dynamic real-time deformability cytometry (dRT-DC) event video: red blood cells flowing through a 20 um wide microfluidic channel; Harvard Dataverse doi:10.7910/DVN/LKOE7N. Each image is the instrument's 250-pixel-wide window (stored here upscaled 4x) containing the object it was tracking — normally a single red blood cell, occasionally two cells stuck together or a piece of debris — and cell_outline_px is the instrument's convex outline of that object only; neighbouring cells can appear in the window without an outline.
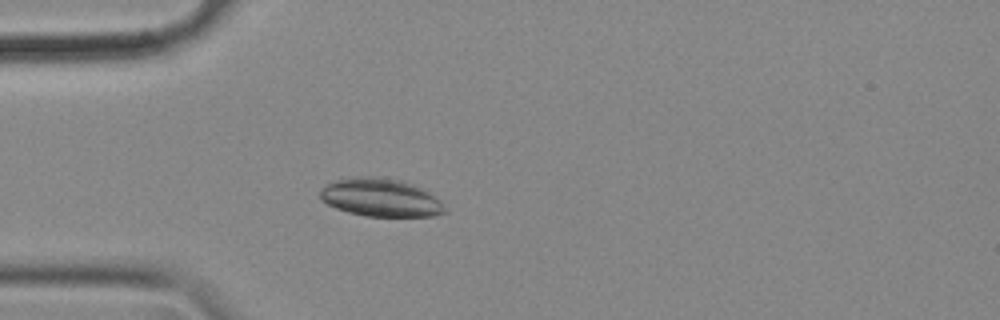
{"species": "common noctule bat (a hibernating species)", "species_latin": "Nyctalus noctula", "temperature_condition": "cold", "stored_images_in_passage": 44, "camera_frame_rate_fps": 3000, "um_per_image_px": 0.085, "animal": {"sex": "female", "body_mass_g": 18.4}, "frame": {"image": 1, "passage_image": 7, "time_ms": 2.0, "image_size_px": [1000, 320], "cell_outline_px": [[448, 212], [436, 216], [364, 216], [348, 212], [336, 208], [320, 200], [320, 192], [328, 184], [336, 180], [360, 176], [384, 176], [400, 180], [420, 188], [428, 192], [440, 200], [448, 208]], "centroid_in_image_um": [32.39, 16.8], "position_along_channel_um": 52.6, "area_um2": 27.74}}
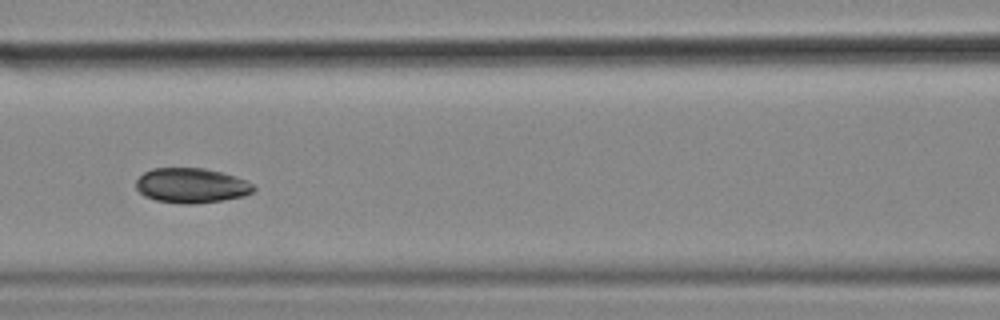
{"frame": {"image": 2, "passage_image": 16, "time_ms": 5.0, "image_size_px": [1000, 320], "cell_outline_px": [[256, 188], [252, 192], [244, 196], [220, 200], [192, 204], [180, 204], [156, 200], [144, 196], [136, 188], [136, 180], [144, 172], [152, 168], [204, 168], [236, 176], [252, 184]], "centroid_in_image_um": [16.24, 15.77], "position_along_channel_um": 150.4, "area_um2": 23.81}}
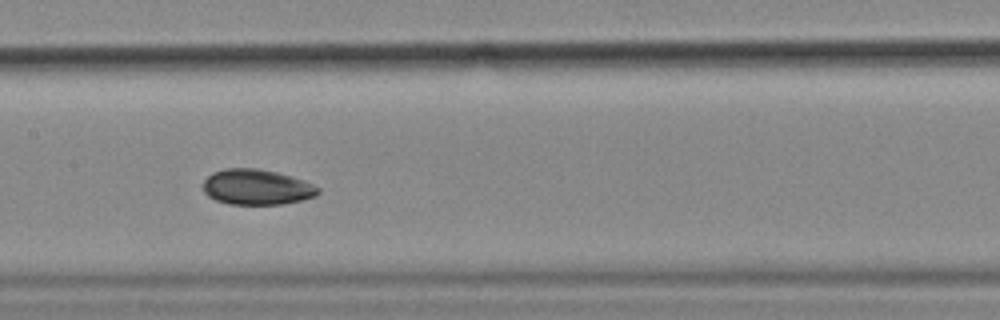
{"frame": {"image": 3, "passage_image": 19, "time_ms": 6.0, "image_size_px": [1000, 320], "cell_outline_px": [[320, 192], [316, 196], [300, 200], [280, 204], [228, 204], [216, 200], [208, 196], [204, 192], [200, 184], [212, 172], [224, 168], [256, 168], [276, 172], [292, 176], [304, 180], [320, 188]], "centroid_in_image_um": [21.78, 15.89], "position_along_channel_um": 185.6, "area_um2": 23.93}}